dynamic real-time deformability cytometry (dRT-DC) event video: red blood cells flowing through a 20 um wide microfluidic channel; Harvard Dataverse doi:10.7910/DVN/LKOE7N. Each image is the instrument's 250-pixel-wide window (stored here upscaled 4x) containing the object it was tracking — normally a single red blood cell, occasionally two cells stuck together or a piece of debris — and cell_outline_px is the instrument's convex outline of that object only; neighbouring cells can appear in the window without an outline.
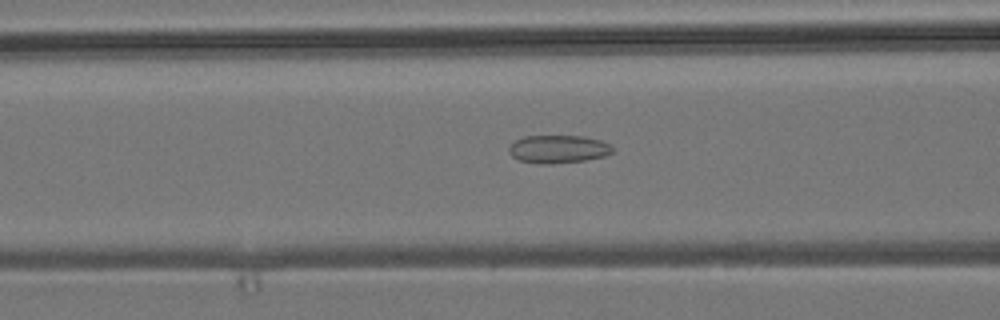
{"species": "common noctule bat (a hibernating species)", "species_latin": "Nyctalus noctula", "temperature_condition": "room temperature", "stored_images_in_passage": 5, "camera_frame_rate_fps": 3000, "um_per_image_px": 0.085, "animal": {"sex": "male", "body_mass_g": 19.2, "forearm_length_mm": 51.8}, "frame": {"image": 1, "passage_image": 5, "time_ms": 4.667, "image_size_px": [1000, 320], "cell_outline_px": [[612, 152], [604, 156], [584, 160], [552, 164], [540, 164], [520, 160], [512, 156], [508, 152], [508, 148], [516, 140], [524, 136], [584, 136], [600, 140], [612, 144]], "centroid_in_image_um": [47.45, 12.67], "position_along_channel_um": 119.2, "area_um2": 16.88}}